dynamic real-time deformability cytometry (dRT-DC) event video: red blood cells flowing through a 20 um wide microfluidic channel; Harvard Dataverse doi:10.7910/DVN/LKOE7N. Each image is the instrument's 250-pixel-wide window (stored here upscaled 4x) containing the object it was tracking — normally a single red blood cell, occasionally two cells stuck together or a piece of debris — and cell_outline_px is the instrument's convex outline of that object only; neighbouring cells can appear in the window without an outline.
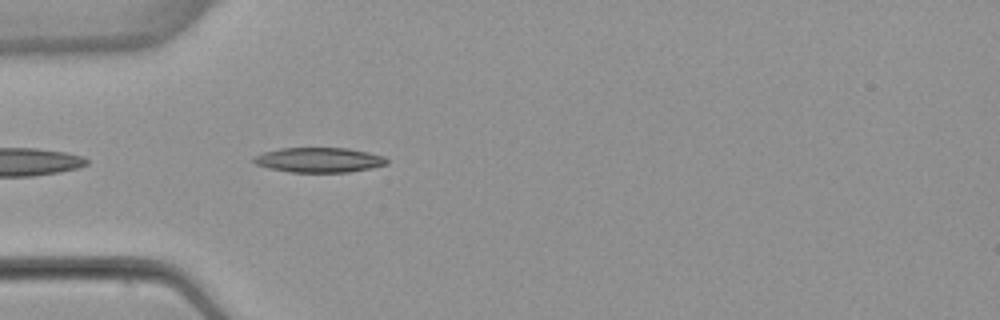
{"species": "common noctule bat (a hibernating species)", "species_latin": "Nyctalus noctula", "temperature_condition": "warm", "stored_images_in_passage": 6, "camera_frame_rate_fps": 3000, "um_per_image_px": 0.085, "animal": {"sex": "female", "body_mass_g": 22.7, "forearm_length_mm": 54.2}, "frame": {"image": 1, "passage_image": 2, "time_ms": 0.333, "image_size_px": [1000, 320], "cell_outline_px": [[388, 164], [372, 168], [348, 172], [292, 172], [268, 168], [256, 164], [252, 160], [256, 156], [264, 152], [280, 148], [348, 148], [368, 152], [384, 156], [388, 160]], "centroid_in_image_um": [27.15, 13.59], "position_along_channel_um": 57.9, "area_um2": 19.25}}